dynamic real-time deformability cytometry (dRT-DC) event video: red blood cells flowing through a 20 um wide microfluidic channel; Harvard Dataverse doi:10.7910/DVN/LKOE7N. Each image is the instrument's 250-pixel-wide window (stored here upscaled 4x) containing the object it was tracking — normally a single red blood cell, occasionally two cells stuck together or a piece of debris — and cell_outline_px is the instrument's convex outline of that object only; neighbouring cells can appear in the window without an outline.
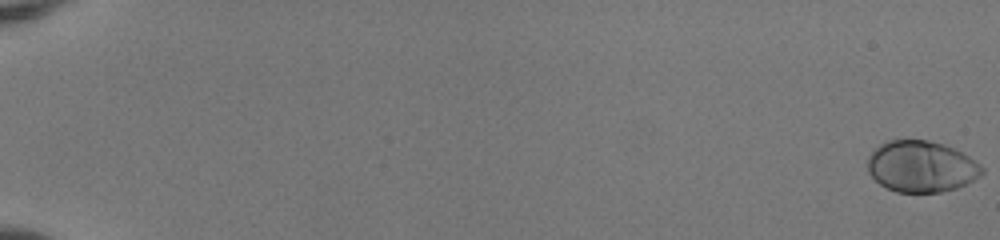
{"species": "human", "species_latin": "Homo sapiens", "temperature_condition": "room temperature", "stored_images_in_passage": 55, "camera_frame_rate_fps": 3000, "um_per_image_px": 0.085, "donor": {"sex": "female"}, "frame": {"image": 1, "passage_image": 1, "time_ms": 0.0, "image_size_px": [1000, 240], "cell_outline_px": [[984, 172], [980, 176], [956, 188], [940, 192], [896, 192], [880, 184], [868, 172], [868, 156], [872, 148], [884, 140], [928, 140], [944, 144], [968, 156], [980, 164], [984, 168]], "centroid_in_image_um": [78.27, 14.13], "position_along_channel_um": 6.7, "area_um2": 34.28}}
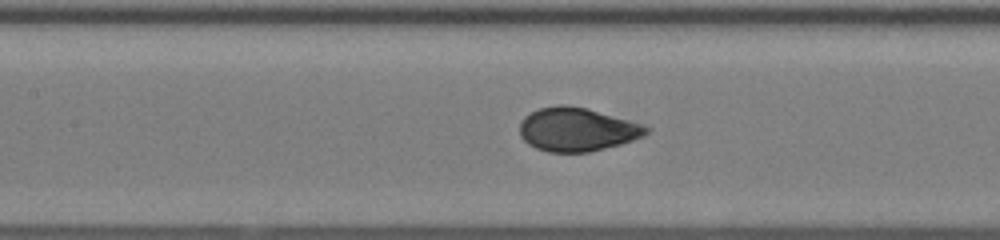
{"frame": {"image": 2, "passage_image": 29, "time_ms": 9.333, "image_size_px": [1000, 240], "cell_outline_px": [[652, 128], [644, 136], [620, 144], [588, 152], [548, 152], [536, 148], [528, 144], [520, 136], [520, 120], [524, 116], [540, 108], [556, 104], [564, 104], [588, 108], [628, 120]], "centroid_in_image_um": [49.02, 10.99], "position_along_channel_um": 158.4, "area_um2": 32.14}}
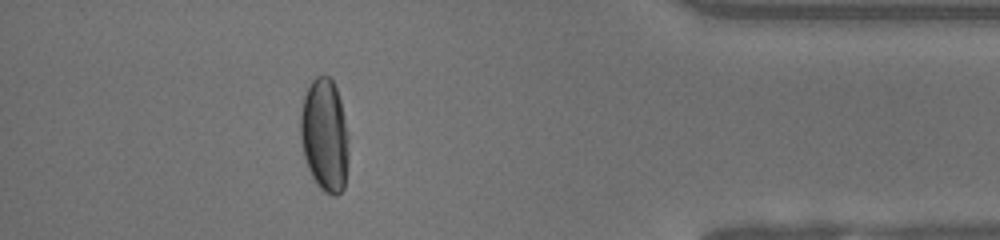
{"frame": {"image": 3, "passage_image": 50, "time_ms": 16.333, "image_size_px": [1000, 240], "cell_outline_px": [[348, 156], [344, 188], [336, 196], [332, 196], [324, 192], [316, 184], [308, 168], [304, 156], [300, 136], [300, 112], [304, 96], [312, 80], [316, 76], [328, 76], [332, 80], [336, 88], [340, 100], [348, 132]], "centroid_in_image_um": [27.59, 11.51], "position_along_channel_um": 407.6, "area_um2": 31.85}, "authors_computed_cell_mechanics": {"area_um2": 33.235, "velocity_mm_per_s": 3.9976, "shape_relaxation_time_tau1_ms": 3.326, "shape_relaxation_time_tau2_ms": null, "deformation_change_tau1": 0.1926, "deformation_change_tau2": null}}